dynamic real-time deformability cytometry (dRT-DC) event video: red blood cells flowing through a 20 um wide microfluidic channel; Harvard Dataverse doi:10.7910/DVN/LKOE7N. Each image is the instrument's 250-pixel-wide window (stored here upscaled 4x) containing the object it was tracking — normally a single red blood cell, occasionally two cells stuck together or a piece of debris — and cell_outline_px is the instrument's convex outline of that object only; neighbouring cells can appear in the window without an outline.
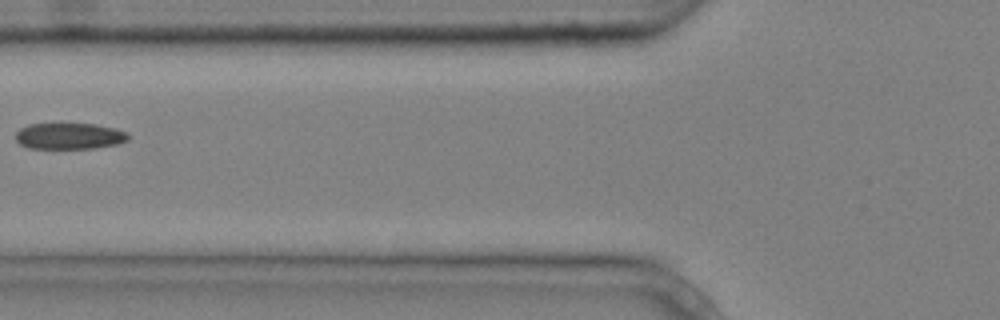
{"species": "common noctule bat (a hibernating species)", "species_latin": "Nyctalus noctula", "temperature_condition": "cold", "stored_images_in_passage": 4, "camera_frame_rate_fps": 3000, "um_per_image_px": 0.085, "animal": {"sex": "male", "body_mass_g": 20.4}, "frame": {"image": 1, "passage_image": 4, "time_ms": 1.0, "image_size_px": [1000, 320], "cell_outline_px": [[128, 140], [120, 144], [96, 148], [28, 148], [20, 144], [16, 140], [16, 132], [20, 128], [28, 124], [96, 124], [116, 128], [124, 132], [128, 136]], "centroid_in_image_um": [5.9, 11.57], "position_along_channel_um": 119.9, "area_um2": 17.22}}